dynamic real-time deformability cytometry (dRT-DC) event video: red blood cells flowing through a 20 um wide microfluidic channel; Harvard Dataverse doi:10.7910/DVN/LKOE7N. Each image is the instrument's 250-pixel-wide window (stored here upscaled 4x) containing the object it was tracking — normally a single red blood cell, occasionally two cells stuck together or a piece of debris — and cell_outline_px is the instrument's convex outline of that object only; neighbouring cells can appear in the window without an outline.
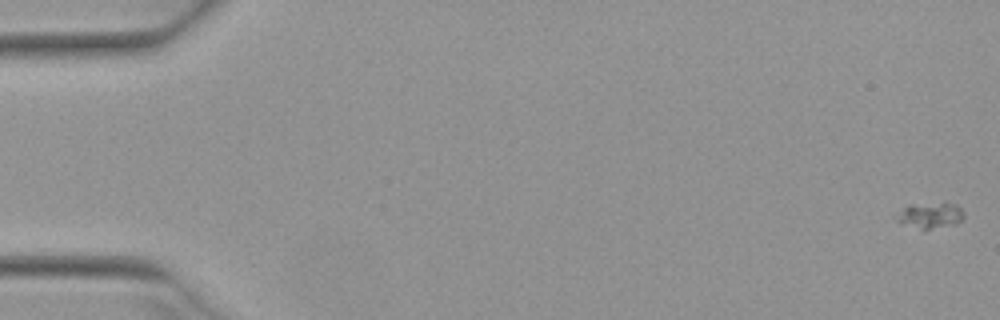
{"species": "Egyptian fruit bat (a non-hibernating species)", "species_latin": "Rousettus aegyptiacus", "temperature_condition": "warm", "stored_images_in_passage": 54, "camera_frame_rate_fps": 3000, "um_per_image_px": 0.085, "animal": {"sex": "female"}, "frame": {"image": 1, "passage_image": 1, "time_ms": 0.0, "image_size_px": [1000, 320], "cell_outline_px": [[964, 216], [956, 224], [924, 232], [900, 224], [892, 216], [896, 212], [908, 204], [944, 200], [956, 204], [964, 212]], "centroid_in_image_um": [78.99, 18.3], "position_along_channel_um": 6.0, "area_um2": 11.39}}
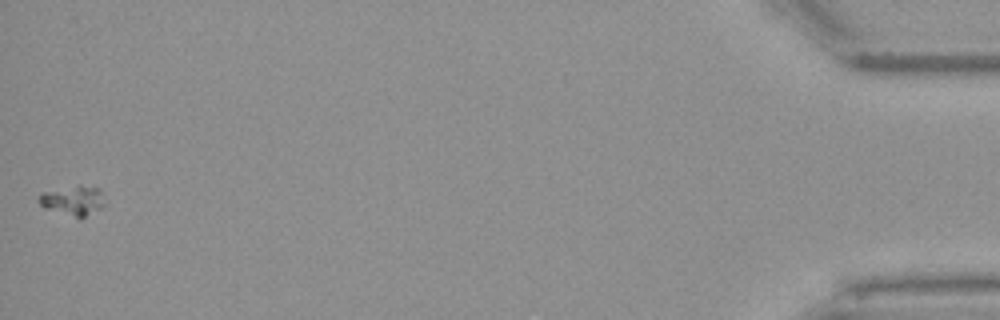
{"frame": {"image": 2, "passage_image": 54, "time_ms": 17.667, "image_size_px": [1000, 320], "cell_outline_px": [[100, 208], [80, 220], [44, 208], [36, 200], [36, 196], [40, 192], [80, 184], [100, 188]], "centroid_in_image_um": [6.08, 17.05], "position_along_channel_um": 429.1, "area_um2": 11.56}}